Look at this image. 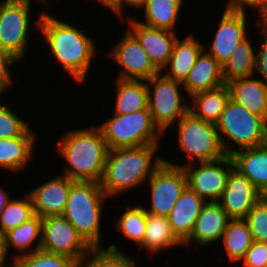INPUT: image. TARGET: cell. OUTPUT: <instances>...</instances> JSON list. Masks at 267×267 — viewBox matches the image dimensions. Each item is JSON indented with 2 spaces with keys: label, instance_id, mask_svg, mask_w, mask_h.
<instances>
[{
  "label": "cell",
  "instance_id": "484cf974",
  "mask_svg": "<svg viewBox=\"0 0 267 267\" xmlns=\"http://www.w3.org/2000/svg\"><path fill=\"white\" fill-rule=\"evenodd\" d=\"M183 244L173 234L168 217L146 212V230L140 250L143 248L149 254L166 251L174 246Z\"/></svg>",
  "mask_w": 267,
  "mask_h": 267
},
{
  "label": "cell",
  "instance_id": "4fadbf2b",
  "mask_svg": "<svg viewBox=\"0 0 267 267\" xmlns=\"http://www.w3.org/2000/svg\"><path fill=\"white\" fill-rule=\"evenodd\" d=\"M108 55L122 67L117 79L147 81L159 73L138 40L128 30Z\"/></svg>",
  "mask_w": 267,
  "mask_h": 267
},
{
  "label": "cell",
  "instance_id": "9a60e30c",
  "mask_svg": "<svg viewBox=\"0 0 267 267\" xmlns=\"http://www.w3.org/2000/svg\"><path fill=\"white\" fill-rule=\"evenodd\" d=\"M127 21V30L138 40L153 66L161 72L170 60L177 39L176 32L150 27L130 17Z\"/></svg>",
  "mask_w": 267,
  "mask_h": 267
},
{
  "label": "cell",
  "instance_id": "74e56055",
  "mask_svg": "<svg viewBox=\"0 0 267 267\" xmlns=\"http://www.w3.org/2000/svg\"><path fill=\"white\" fill-rule=\"evenodd\" d=\"M242 261L244 267H267V243L253 241Z\"/></svg>",
  "mask_w": 267,
  "mask_h": 267
},
{
  "label": "cell",
  "instance_id": "b9f144b4",
  "mask_svg": "<svg viewBox=\"0 0 267 267\" xmlns=\"http://www.w3.org/2000/svg\"><path fill=\"white\" fill-rule=\"evenodd\" d=\"M96 1L101 3V5L103 4V6L110 8V10L112 9L114 13L117 14L116 16H119L121 21H124L122 20L124 19V17L122 16L123 14L122 11L124 9L123 4H125V0H96Z\"/></svg>",
  "mask_w": 267,
  "mask_h": 267
},
{
  "label": "cell",
  "instance_id": "d4e9b609",
  "mask_svg": "<svg viewBox=\"0 0 267 267\" xmlns=\"http://www.w3.org/2000/svg\"><path fill=\"white\" fill-rule=\"evenodd\" d=\"M230 98V90L227 84L218 88L198 92L191 96L189 111L197 118L217 124L225 105Z\"/></svg>",
  "mask_w": 267,
  "mask_h": 267
},
{
  "label": "cell",
  "instance_id": "9c48e42d",
  "mask_svg": "<svg viewBox=\"0 0 267 267\" xmlns=\"http://www.w3.org/2000/svg\"><path fill=\"white\" fill-rule=\"evenodd\" d=\"M0 2V49L21 62L28 47L32 6L22 0Z\"/></svg>",
  "mask_w": 267,
  "mask_h": 267
},
{
  "label": "cell",
  "instance_id": "681fc988",
  "mask_svg": "<svg viewBox=\"0 0 267 267\" xmlns=\"http://www.w3.org/2000/svg\"><path fill=\"white\" fill-rule=\"evenodd\" d=\"M9 267H17L15 263H12Z\"/></svg>",
  "mask_w": 267,
  "mask_h": 267
},
{
  "label": "cell",
  "instance_id": "6da1fadb",
  "mask_svg": "<svg viewBox=\"0 0 267 267\" xmlns=\"http://www.w3.org/2000/svg\"><path fill=\"white\" fill-rule=\"evenodd\" d=\"M35 26L45 37L56 62L60 63L76 82H85L92 59L95 58L94 40L87 36L84 30L51 16L46 11L38 17Z\"/></svg>",
  "mask_w": 267,
  "mask_h": 267
},
{
  "label": "cell",
  "instance_id": "52a82bcc",
  "mask_svg": "<svg viewBox=\"0 0 267 267\" xmlns=\"http://www.w3.org/2000/svg\"><path fill=\"white\" fill-rule=\"evenodd\" d=\"M177 122L179 147L188 158L185 165L196 161H215L226 156L215 124L195 117L190 111Z\"/></svg>",
  "mask_w": 267,
  "mask_h": 267
},
{
  "label": "cell",
  "instance_id": "4316f807",
  "mask_svg": "<svg viewBox=\"0 0 267 267\" xmlns=\"http://www.w3.org/2000/svg\"><path fill=\"white\" fill-rule=\"evenodd\" d=\"M36 136L0 138V168L14 173L22 171L33 158Z\"/></svg>",
  "mask_w": 267,
  "mask_h": 267
},
{
  "label": "cell",
  "instance_id": "7bdbcfd3",
  "mask_svg": "<svg viewBox=\"0 0 267 267\" xmlns=\"http://www.w3.org/2000/svg\"><path fill=\"white\" fill-rule=\"evenodd\" d=\"M7 255L4 248V238L2 235H0V267H9L13 262H11L9 265L6 262Z\"/></svg>",
  "mask_w": 267,
  "mask_h": 267
},
{
  "label": "cell",
  "instance_id": "44dd1931",
  "mask_svg": "<svg viewBox=\"0 0 267 267\" xmlns=\"http://www.w3.org/2000/svg\"><path fill=\"white\" fill-rule=\"evenodd\" d=\"M253 77L239 78L227 83L230 98L267 122V83Z\"/></svg>",
  "mask_w": 267,
  "mask_h": 267
},
{
  "label": "cell",
  "instance_id": "603a6c76",
  "mask_svg": "<svg viewBox=\"0 0 267 267\" xmlns=\"http://www.w3.org/2000/svg\"><path fill=\"white\" fill-rule=\"evenodd\" d=\"M179 38L177 37L170 60L161 73L166 69L164 76L183 83L206 46L198 41L192 33L184 39Z\"/></svg>",
  "mask_w": 267,
  "mask_h": 267
},
{
  "label": "cell",
  "instance_id": "f1b7e54d",
  "mask_svg": "<svg viewBox=\"0 0 267 267\" xmlns=\"http://www.w3.org/2000/svg\"><path fill=\"white\" fill-rule=\"evenodd\" d=\"M114 114H129L148 109V89L145 80L116 79Z\"/></svg>",
  "mask_w": 267,
  "mask_h": 267
},
{
  "label": "cell",
  "instance_id": "7402d4cb",
  "mask_svg": "<svg viewBox=\"0 0 267 267\" xmlns=\"http://www.w3.org/2000/svg\"><path fill=\"white\" fill-rule=\"evenodd\" d=\"M222 66L205 51L198 56L196 63L182 83L184 93L191 97L198 92L212 90L224 85Z\"/></svg>",
  "mask_w": 267,
  "mask_h": 267
},
{
  "label": "cell",
  "instance_id": "ac0fdd59",
  "mask_svg": "<svg viewBox=\"0 0 267 267\" xmlns=\"http://www.w3.org/2000/svg\"><path fill=\"white\" fill-rule=\"evenodd\" d=\"M230 218L222 209L218 201L206 202L195 221V225L190 237L183 243L197 244L199 247L218 242L224 235Z\"/></svg>",
  "mask_w": 267,
  "mask_h": 267
},
{
  "label": "cell",
  "instance_id": "e575fe53",
  "mask_svg": "<svg viewBox=\"0 0 267 267\" xmlns=\"http://www.w3.org/2000/svg\"><path fill=\"white\" fill-rule=\"evenodd\" d=\"M17 267H80V263L68 256L37 250L17 259Z\"/></svg>",
  "mask_w": 267,
  "mask_h": 267
},
{
  "label": "cell",
  "instance_id": "ba28073f",
  "mask_svg": "<svg viewBox=\"0 0 267 267\" xmlns=\"http://www.w3.org/2000/svg\"><path fill=\"white\" fill-rule=\"evenodd\" d=\"M146 83L148 110L154 123L165 134L169 126L189 111V104L185 100L187 98L180 93V87L183 88V85L181 82L164 76L161 72L147 80Z\"/></svg>",
  "mask_w": 267,
  "mask_h": 267
},
{
  "label": "cell",
  "instance_id": "7dc6e473",
  "mask_svg": "<svg viewBox=\"0 0 267 267\" xmlns=\"http://www.w3.org/2000/svg\"><path fill=\"white\" fill-rule=\"evenodd\" d=\"M22 1L26 2L29 5H32V0H22ZM39 2H41L43 4L44 3L47 4L48 3V0H40Z\"/></svg>",
  "mask_w": 267,
  "mask_h": 267
},
{
  "label": "cell",
  "instance_id": "bcb514c9",
  "mask_svg": "<svg viewBox=\"0 0 267 267\" xmlns=\"http://www.w3.org/2000/svg\"><path fill=\"white\" fill-rule=\"evenodd\" d=\"M144 2V0H125V4L129 7H134L138 9V7Z\"/></svg>",
  "mask_w": 267,
  "mask_h": 267
},
{
  "label": "cell",
  "instance_id": "8d00e7d4",
  "mask_svg": "<svg viewBox=\"0 0 267 267\" xmlns=\"http://www.w3.org/2000/svg\"><path fill=\"white\" fill-rule=\"evenodd\" d=\"M250 229L252 239L267 243V196H263L244 218Z\"/></svg>",
  "mask_w": 267,
  "mask_h": 267
},
{
  "label": "cell",
  "instance_id": "d6986e66",
  "mask_svg": "<svg viewBox=\"0 0 267 267\" xmlns=\"http://www.w3.org/2000/svg\"><path fill=\"white\" fill-rule=\"evenodd\" d=\"M205 203L203 198L186 186L171 209L168 215L171 230L182 244L190 237L195 221Z\"/></svg>",
  "mask_w": 267,
  "mask_h": 267
},
{
  "label": "cell",
  "instance_id": "60d3db41",
  "mask_svg": "<svg viewBox=\"0 0 267 267\" xmlns=\"http://www.w3.org/2000/svg\"><path fill=\"white\" fill-rule=\"evenodd\" d=\"M226 7L243 13H246V7H249L260 15L267 7V0H228Z\"/></svg>",
  "mask_w": 267,
  "mask_h": 267
},
{
  "label": "cell",
  "instance_id": "ab89813d",
  "mask_svg": "<svg viewBox=\"0 0 267 267\" xmlns=\"http://www.w3.org/2000/svg\"><path fill=\"white\" fill-rule=\"evenodd\" d=\"M256 27H260L261 32L264 31L265 34L256 52L255 73L257 71L261 75L260 78L267 83V26L256 24Z\"/></svg>",
  "mask_w": 267,
  "mask_h": 267
},
{
  "label": "cell",
  "instance_id": "1f68e13d",
  "mask_svg": "<svg viewBox=\"0 0 267 267\" xmlns=\"http://www.w3.org/2000/svg\"><path fill=\"white\" fill-rule=\"evenodd\" d=\"M135 261L134 257L111 244L107 248L92 247L80 262V267H137Z\"/></svg>",
  "mask_w": 267,
  "mask_h": 267
},
{
  "label": "cell",
  "instance_id": "f546056e",
  "mask_svg": "<svg viewBox=\"0 0 267 267\" xmlns=\"http://www.w3.org/2000/svg\"><path fill=\"white\" fill-rule=\"evenodd\" d=\"M250 41L248 36L242 40L226 64L222 66V77L225 84L235 79L256 75V49H253Z\"/></svg>",
  "mask_w": 267,
  "mask_h": 267
},
{
  "label": "cell",
  "instance_id": "cb8c5ba5",
  "mask_svg": "<svg viewBox=\"0 0 267 267\" xmlns=\"http://www.w3.org/2000/svg\"><path fill=\"white\" fill-rule=\"evenodd\" d=\"M3 238L7 256L10 254L11 246L15 248V251L17 250L18 254L15 253L13 255V263L22 256L40 250L42 241V218L39 215L34 214L20 226L5 233ZM36 242V247L29 250V248H31L30 246H34V243Z\"/></svg>",
  "mask_w": 267,
  "mask_h": 267
},
{
  "label": "cell",
  "instance_id": "ffe728a7",
  "mask_svg": "<svg viewBox=\"0 0 267 267\" xmlns=\"http://www.w3.org/2000/svg\"><path fill=\"white\" fill-rule=\"evenodd\" d=\"M230 156L234 169L267 196V143L242 150L237 148Z\"/></svg>",
  "mask_w": 267,
  "mask_h": 267
},
{
  "label": "cell",
  "instance_id": "4dcf8cb0",
  "mask_svg": "<svg viewBox=\"0 0 267 267\" xmlns=\"http://www.w3.org/2000/svg\"><path fill=\"white\" fill-rule=\"evenodd\" d=\"M222 242L231 262H239L253 243L252 235L244 219H230Z\"/></svg>",
  "mask_w": 267,
  "mask_h": 267
},
{
  "label": "cell",
  "instance_id": "5bb4252c",
  "mask_svg": "<svg viewBox=\"0 0 267 267\" xmlns=\"http://www.w3.org/2000/svg\"><path fill=\"white\" fill-rule=\"evenodd\" d=\"M212 43L206 51L221 66L225 65L239 43L247 37V13L225 7Z\"/></svg>",
  "mask_w": 267,
  "mask_h": 267
},
{
  "label": "cell",
  "instance_id": "5b68a950",
  "mask_svg": "<svg viewBox=\"0 0 267 267\" xmlns=\"http://www.w3.org/2000/svg\"><path fill=\"white\" fill-rule=\"evenodd\" d=\"M216 127L222 148L229 156L235 152V149L229 147V140L239 150L267 143V122L231 98L227 101ZM224 137H227L229 145Z\"/></svg>",
  "mask_w": 267,
  "mask_h": 267
},
{
  "label": "cell",
  "instance_id": "30bf717a",
  "mask_svg": "<svg viewBox=\"0 0 267 267\" xmlns=\"http://www.w3.org/2000/svg\"><path fill=\"white\" fill-rule=\"evenodd\" d=\"M169 164L183 167L187 186L206 202L219 201L225 190L230 172L234 169L231 156L226 155L220 159L210 162H198L197 167L192 163L189 165ZM226 166V167H224Z\"/></svg>",
  "mask_w": 267,
  "mask_h": 267
},
{
  "label": "cell",
  "instance_id": "8992f818",
  "mask_svg": "<svg viewBox=\"0 0 267 267\" xmlns=\"http://www.w3.org/2000/svg\"><path fill=\"white\" fill-rule=\"evenodd\" d=\"M110 149L158 144L165 134L158 128L148 109L129 114H113L99 126Z\"/></svg>",
  "mask_w": 267,
  "mask_h": 267
},
{
  "label": "cell",
  "instance_id": "7c38bea8",
  "mask_svg": "<svg viewBox=\"0 0 267 267\" xmlns=\"http://www.w3.org/2000/svg\"><path fill=\"white\" fill-rule=\"evenodd\" d=\"M91 248L62 215L42 218L41 250L65 255L80 263Z\"/></svg>",
  "mask_w": 267,
  "mask_h": 267
},
{
  "label": "cell",
  "instance_id": "f6af8a7d",
  "mask_svg": "<svg viewBox=\"0 0 267 267\" xmlns=\"http://www.w3.org/2000/svg\"><path fill=\"white\" fill-rule=\"evenodd\" d=\"M257 17L256 24L267 26V7L259 16L257 15Z\"/></svg>",
  "mask_w": 267,
  "mask_h": 267
},
{
  "label": "cell",
  "instance_id": "d6a6232c",
  "mask_svg": "<svg viewBox=\"0 0 267 267\" xmlns=\"http://www.w3.org/2000/svg\"><path fill=\"white\" fill-rule=\"evenodd\" d=\"M126 211L115 221L116 230L139 246L146 230V210L143 205L127 206Z\"/></svg>",
  "mask_w": 267,
  "mask_h": 267
},
{
  "label": "cell",
  "instance_id": "83f0119b",
  "mask_svg": "<svg viewBox=\"0 0 267 267\" xmlns=\"http://www.w3.org/2000/svg\"><path fill=\"white\" fill-rule=\"evenodd\" d=\"M183 3V0H144L138 8L144 11L145 22L140 23L175 32Z\"/></svg>",
  "mask_w": 267,
  "mask_h": 267
},
{
  "label": "cell",
  "instance_id": "8fae6325",
  "mask_svg": "<svg viewBox=\"0 0 267 267\" xmlns=\"http://www.w3.org/2000/svg\"><path fill=\"white\" fill-rule=\"evenodd\" d=\"M148 181L151 190V207H144L146 212L168 217L187 186L183 167L162 161Z\"/></svg>",
  "mask_w": 267,
  "mask_h": 267
},
{
  "label": "cell",
  "instance_id": "7a4b0ae2",
  "mask_svg": "<svg viewBox=\"0 0 267 267\" xmlns=\"http://www.w3.org/2000/svg\"><path fill=\"white\" fill-rule=\"evenodd\" d=\"M57 141L59 155L66 160L62 175L73 181L100 183L109 151L98 126L74 129L64 133Z\"/></svg>",
  "mask_w": 267,
  "mask_h": 267
},
{
  "label": "cell",
  "instance_id": "e0dca14e",
  "mask_svg": "<svg viewBox=\"0 0 267 267\" xmlns=\"http://www.w3.org/2000/svg\"><path fill=\"white\" fill-rule=\"evenodd\" d=\"M73 182L61 174L27 192L32 201L34 214L41 218L62 215Z\"/></svg>",
  "mask_w": 267,
  "mask_h": 267
},
{
  "label": "cell",
  "instance_id": "2e32d148",
  "mask_svg": "<svg viewBox=\"0 0 267 267\" xmlns=\"http://www.w3.org/2000/svg\"><path fill=\"white\" fill-rule=\"evenodd\" d=\"M263 196L246 177L233 169L218 202L230 219H244Z\"/></svg>",
  "mask_w": 267,
  "mask_h": 267
},
{
  "label": "cell",
  "instance_id": "277c9868",
  "mask_svg": "<svg viewBox=\"0 0 267 267\" xmlns=\"http://www.w3.org/2000/svg\"><path fill=\"white\" fill-rule=\"evenodd\" d=\"M107 198L100 183L74 181L71 184L62 216L91 247H101L102 208Z\"/></svg>",
  "mask_w": 267,
  "mask_h": 267
},
{
  "label": "cell",
  "instance_id": "836d02e7",
  "mask_svg": "<svg viewBox=\"0 0 267 267\" xmlns=\"http://www.w3.org/2000/svg\"><path fill=\"white\" fill-rule=\"evenodd\" d=\"M33 215V205L28 193L21 199L11 198L1 213L0 235L3 236L8 231L20 226Z\"/></svg>",
  "mask_w": 267,
  "mask_h": 267
},
{
  "label": "cell",
  "instance_id": "ee69618b",
  "mask_svg": "<svg viewBox=\"0 0 267 267\" xmlns=\"http://www.w3.org/2000/svg\"><path fill=\"white\" fill-rule=\"evenodd\" d=\"M10 198L11 196L4 190V188L2 189V187H0V217L4 206L7 205Z\"/></svg>",
  "mask_w": 267,
  "mask_h": 267
},
{
  "label": "cell",
  "instance_id": "3957f363",
  "mask_svg": "<svg viewBox=\"0 0 267 267\" xmlns=\"http://www.w3.org/2000/svg\"><path fill=\"white\" fill-rule=\"evenodd\" d=\"M158 148V144H150L108 151L100 182L108 199L121 193L125 194L128 190L147 182L155 169L164 161L162 157L156 156Z\"/></svg>",
  "mask_w": 267,
  "mask_h": 267
},
{
  "label": "cell",
  "instance_id": "d590c367",
  "mask_svg": "<svg viewBox=\"0 0 267 267\" xmlns=\"http://www.w3.org/2000/svg\"><path fill=\"white\" fill-rule=\"evenodd\" d=\"M4 102H0V138L11 139L20 136H35L33 129L29 123L21 120L16 112H13L10 107Z\"/></svg>",
  "mask_w": 267,
  "mask_h": 267
},
{
  "label": "cell",
  "instance_id": "c3c4849f",
  "mask_svg": "<svg viewBox=\"0 0 267 267\" xmlns=\"http://www.w3.org/2000/svg\"><path fill=\"white\" fill-rule=\"evenodd\" d=\"M6 92L0 87V96H2L3 94H5Z\"/></svg>",
  "mask_w": 267,
  "mask_h": 267
},
{
  "label": "cell",
  "instance_id": "f35d334b",
  "mask_svg": "<svg viewBox=\"0 0 267 267\" xmlns=\"http://www.w3.org/2000/svg\"><path fill=\"white\" fill-rule=\"evenodd\" d=\"M19 63L9 52L0 49V87L7 92L12 85L11 66Z\"/></svg>",
  "mask_w": 267,
  "mask_h": 267
}]
</instances>
